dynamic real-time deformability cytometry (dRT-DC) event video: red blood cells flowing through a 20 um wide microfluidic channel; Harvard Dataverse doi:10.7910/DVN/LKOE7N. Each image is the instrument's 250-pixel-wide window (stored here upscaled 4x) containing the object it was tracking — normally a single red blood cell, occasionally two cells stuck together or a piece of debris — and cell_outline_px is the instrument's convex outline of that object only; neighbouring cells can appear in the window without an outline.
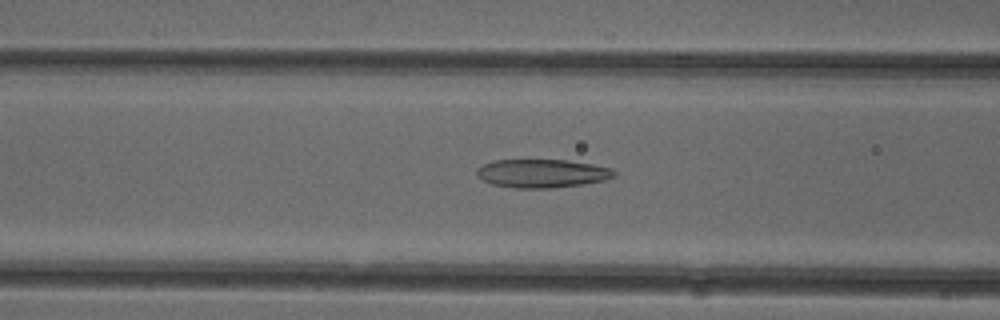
{"species": "common noctule bat (a hibernating species)", "species_latin": "Nyctalus noctula", "temperature_condition": "cold", "stored_images_in_passage": 51, "camera_frame_rate_fps": 3000, "um_per_image_px": 0.085, "animal": {"sex": "female"}, "frame": {"image": 1, "passage_image": 20, "time_ms": 6.333, "image_size_px": [1000, 320], "cell_outline_px": [[616, 176], [604, 180], [580, 184], [552, 188], [516, 188], [492, 184], [476, 176], [476, 168], [484, 164], [496, 160], [568, 160], [592, 164], [612, 168], [616, 172]], "centroid_in_image_um": [46.07, 14.73], "position_along_channel_um": 120.5, "area_um2": 22.72}}
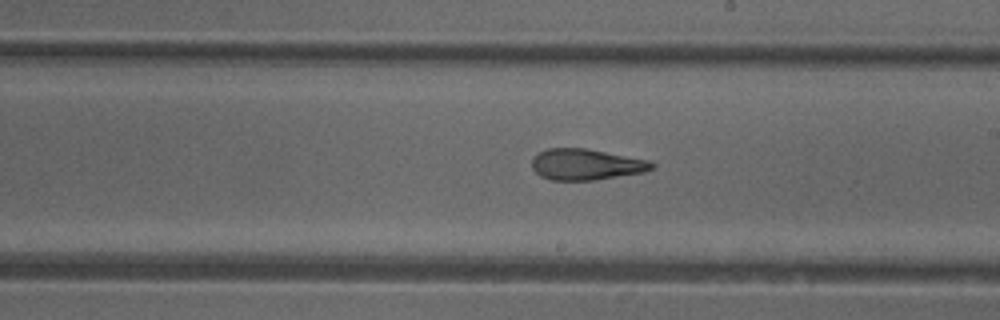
{"frame": {"image": 2, "passage_image": 29, "time_ms": 9.333, "image_size_px": [1000, 320], "cell_outline_px": [[656, 168], [644, 172], [592, 180], [552, 180], [540, 176], [532, 168], [532, 156], [548, 148], [584, 148], [652, 160], [656, 164]], "centroid_in_image_um": [49.85, 13.97], "position_along_channel_um": 239.1, "area_um2": 21.85}}
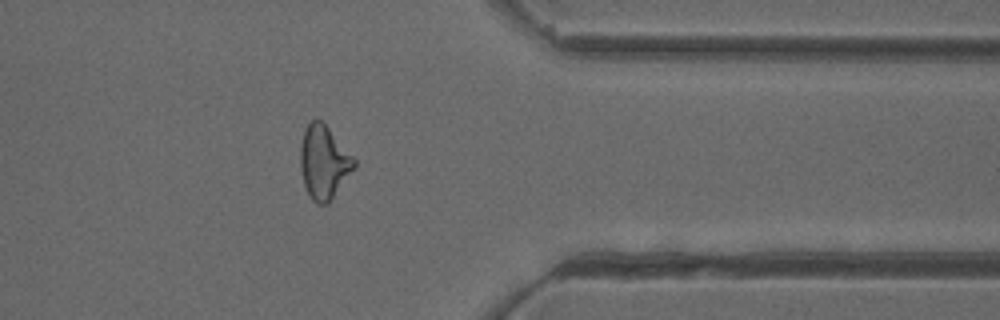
{"frame": {"image": 3, "passage_image": 41, "time_ms": 13.333, "image_size_px": [1000, 320], "cell_outline_px": [[356, 168], [328, 204], [316, 204], [308, 196], [304, 184], [300, 168], [300, 148], [304, 128], [316, 116], [328, 128], [356, 160]], "centroid_in_image_um": [27.52, 13.81], "position_along_channel_um": 383.9, "area_um2": 23.18}, "authors_computed_cell_mechanics": {"area_um2": 23.7558, "velocity_mm_per_s": 3.9558, "shape_relaxation_time_tau1_ms": 10.0674, "shape_relaxation_time_tau2_ms": 2.5388, "deformation_change_tau1": 0.2229, "deformation_change_tau2": 0.1221}}